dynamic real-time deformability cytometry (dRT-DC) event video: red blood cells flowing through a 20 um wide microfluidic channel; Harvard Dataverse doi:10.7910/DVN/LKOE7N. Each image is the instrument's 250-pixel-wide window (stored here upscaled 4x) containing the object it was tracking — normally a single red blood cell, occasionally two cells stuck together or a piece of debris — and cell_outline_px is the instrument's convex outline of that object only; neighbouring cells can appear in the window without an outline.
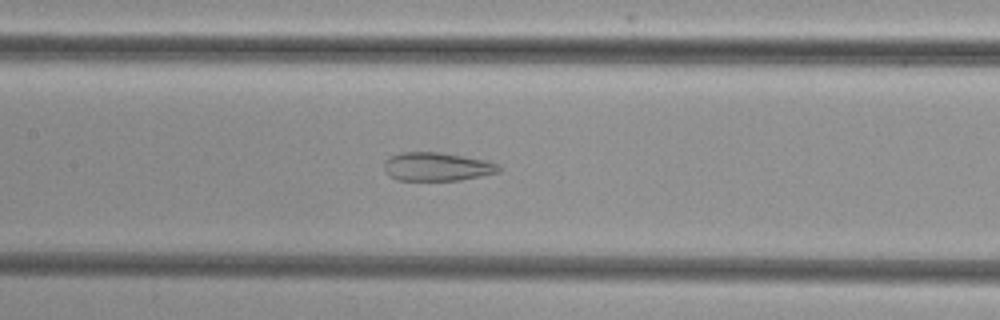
{"species": "common noctule bat (a hibernating species)", "species_latin": "Nyctalus noctula", "temperature_condition": "cold", "stored_images_in_passage": 51, "camera_frame_rate_fps": 3000, "um_per_image_px": 0.085, "animal": {"sex": "female", "body_mass_g": 29.2, "forearm_length_mm": 56.3}, "frame": {"image": 1, "passage_image": 24, "time_ms": 7.667, "image_size_px": [1000, 320], "cell_outline_px": [[500, 172], [460, 180], [396, 180], [388, 176], [384, 168], [384, 160], [388, 156], [400, 152], [440, 152], [488, 160], [496, 164], [500, 168]], "centroid_in_image_um": [37.09, 14.16], "position_along_channel_um": 170.3, "area_um2": 19.25}}
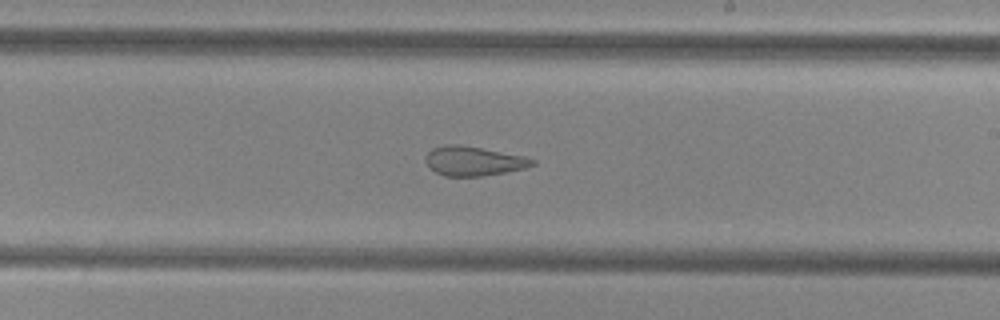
{"frame": {"image": 2, "passage_image": 30, "time_ms": 9.667, "image_size_px": [1000, 320], "cell_outline_px": [[536, 164], [524, 168], [504, 172], [480, 176], [444, 176], [436, 172], [424, 160], [424, 156], [432, 148], [444, 144], [460, 144], [524, 156], [536, 160]], "centroid_in_image_um": [40.23, 13.67], "position_along_channel_um": 248.8, "area_um2": 18.21}}
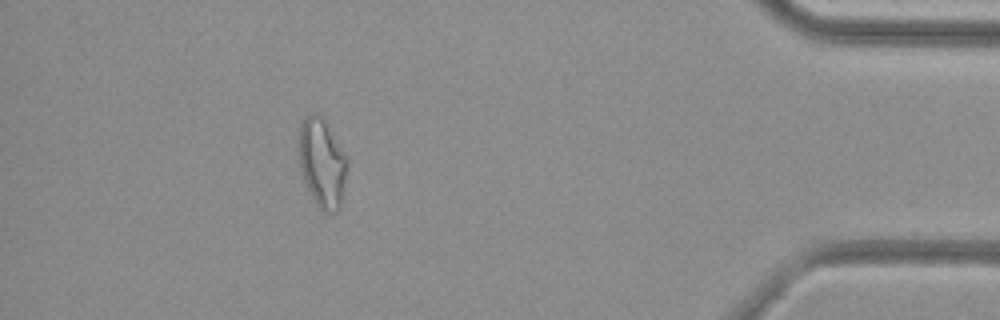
{"frame": {"image": 3, "passage_image": 46, "time_ms": 15.0, "image_size_px": [1000, 320], "cell_outline_px": [[348, 164], [340, 208], [332, 216], [324, 212], [316, 204], [304, 184], [300, 168], [300, 124], [304, 116], [308, 112], [316, 112], [324, 120], [348, 156]], "centroid_in_image_um": [27.4, 13.87], "position_along_channel_um": 407.8, "area_um2": 25.43}}